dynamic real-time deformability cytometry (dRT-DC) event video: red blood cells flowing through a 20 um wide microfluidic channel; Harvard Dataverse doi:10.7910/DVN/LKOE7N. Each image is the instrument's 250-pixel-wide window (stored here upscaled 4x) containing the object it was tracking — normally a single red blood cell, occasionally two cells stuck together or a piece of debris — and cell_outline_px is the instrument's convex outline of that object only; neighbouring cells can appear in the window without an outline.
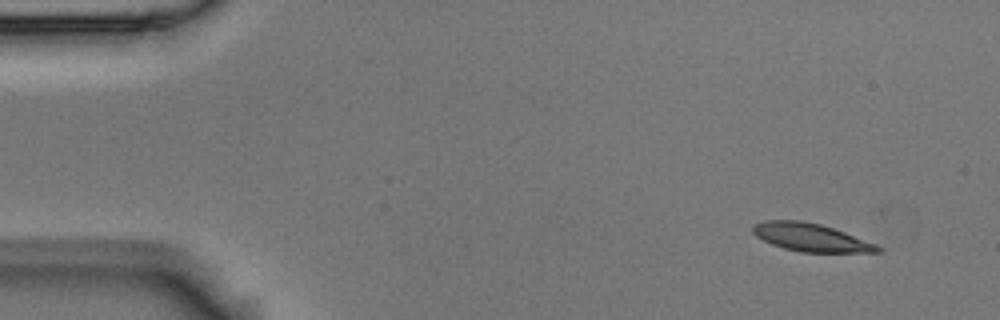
{"species": "Egyptian fruit bat (a non-hibernating species)", "species_latin": "Rousettus aegyptiacus", "temperature_condition": "room temperature", "stored_images_in_passage": 4, "camera_frame_rate_fps": 3000, "um_per_image_px": 0.085, "animal": {"sex": "male"}, "frame": {"image": 1, "passage_image": 1, "time_ms": 0.0, "image_size_px": [1000, 320], "cell_outline_px": [[884, 252], [800, 252], [784, 248], [772, 244], [756, 236], [752, 232], [752, 228], [756, 224], [764, 220], [804, 220], [820, 224], [844, 232], [876, 244], [884, 248]], "centroid_in_image_um": [68.94, 20.18], "position_along_channel_um": 16.1, "area_um2": 20.29}}
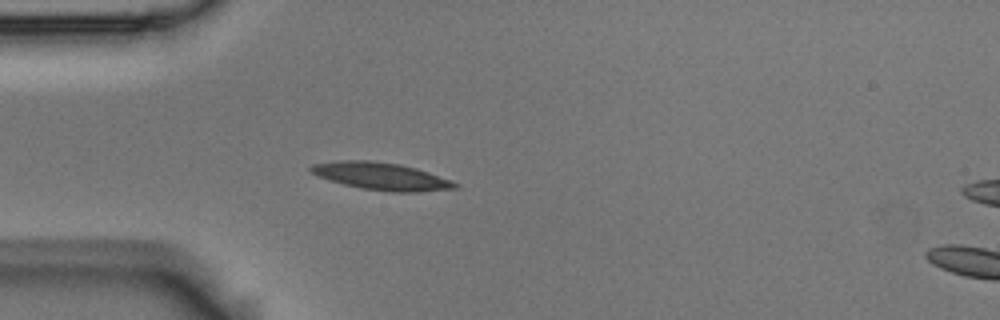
{"frame": {"image": 2, "passage_image": 4, "time_ms": 1.0, "image_size_px": [1000, 320], "cell_outline_px": [[460, 184], [456, 188], [420, 192], [392, 192], [360, 188], [344, 184], [320, 176], [312, 172], [308, 168], [312, 164], [336, 160], [372, 160], [400, 164], [416, 168], [452, 180]], "centroid_in_image_um": [32.44, 14.97], "position_along_channel_um": 52.6, "area_um2": 23.0}}